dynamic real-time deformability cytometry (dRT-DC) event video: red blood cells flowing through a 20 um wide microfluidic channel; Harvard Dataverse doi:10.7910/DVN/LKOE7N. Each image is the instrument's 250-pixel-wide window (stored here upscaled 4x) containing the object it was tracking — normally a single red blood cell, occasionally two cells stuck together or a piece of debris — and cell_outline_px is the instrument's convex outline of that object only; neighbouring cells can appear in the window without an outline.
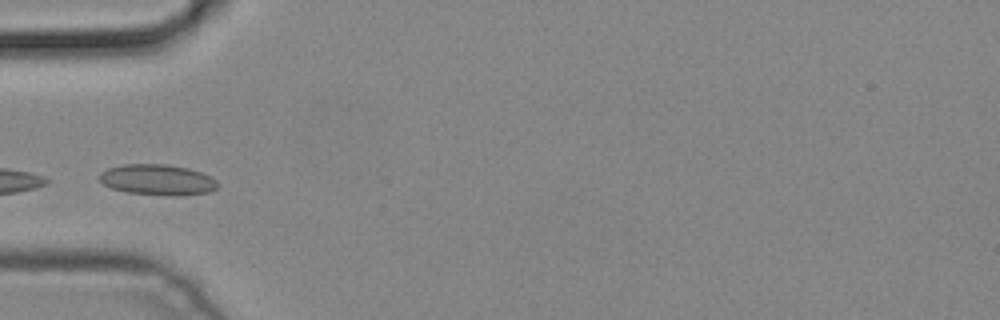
{"species": "common noctule bat (a hibernating species)", "species_latin": "Nyctalus noctula", "temperature_condition": "cold", "stored_images_in_passage": 3, "camera_frame_rate_fps": 3000, "um_per_image_px": 0.085, "animal": {"sex": "male", "body_mass_g": 19.2, "forearm_length_mm": 51.8}, "frame": {"image": 1, "passage_image": 3, "time_ms": 0.667, "image_size_px": [1000, 320], "cell_outline_px": [[220, 184], [216, 188], [208, 192], [128, 192], [112, 188], [104, 184], [100, 180], [100, 172], [108, 168], [124, 164], [164, 164], [188, 168], [200, 172], [216, 180]], "centroid_in_image_um": [13.32, 15.21], "position_along_channel_um": 71.7, "area_um2": 19.77}}